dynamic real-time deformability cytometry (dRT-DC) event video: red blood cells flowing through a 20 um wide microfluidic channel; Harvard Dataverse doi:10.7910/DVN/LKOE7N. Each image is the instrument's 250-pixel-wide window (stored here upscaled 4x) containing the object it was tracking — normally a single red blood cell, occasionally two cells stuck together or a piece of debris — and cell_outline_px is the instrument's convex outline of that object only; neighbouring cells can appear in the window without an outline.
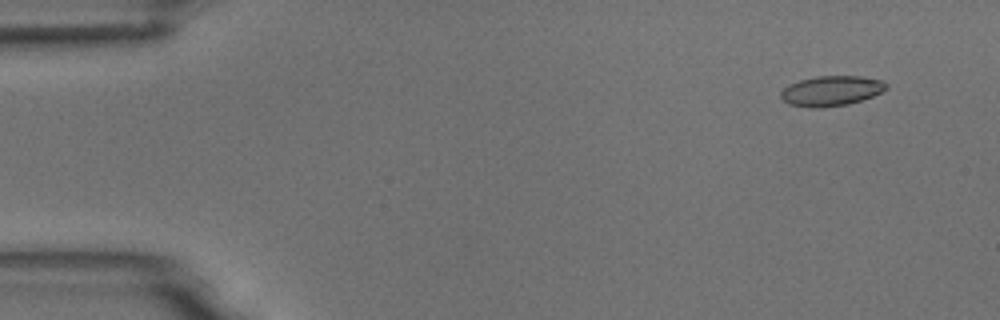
{"species": "common noctule bat (a hibernating species)", "species_latin": "Nyctalus noctula", "temperature_condition": "room temperature", "stored_images_in_passage": 4, "camera_frame_rate_fps": 3000, "um_per_image_px": 0.085, "animal": {"sex": "male", "body_mass_g": 18.8}, "frame": {"image": 1, "passage_image": 1, "time_ms": 0.0, "image_size_px": [1000, 320], "cell_outline_px": [[888, 88], [872, 96], [848, 104], [820, 108], [812, 108], [788, 104], [780, 96], [780, 92], [788, 84], [800, 80], [816, 76], [860, 76], [880, 80], [888, 84]], "centroid_in_image_um": [70.63, 7.72], "position_along_channel_um": 14.4, "area_um2": 18.44}}
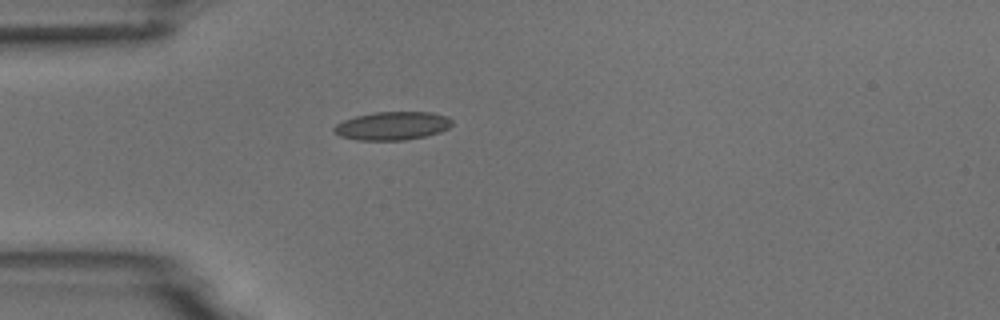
{"frame": {"image": 2, "passage_image": 4, "time_ms": 3.667, "image_size_px": [1000, 320], "cell_outline_px": [[452, 124], [448, 128], [440, 132], [424, 136], [404, 140], [360, 140], [340, 136], [332, 132], [332, 128], [336, 124], [344, 120], [356, 116], [372, 112], [432, 112], [448, 116], [452, 120]], "centroid_in_image_um": [33.34, 10.69], "position_along_channel_um": 51.7, "area_um2": 19.54}}